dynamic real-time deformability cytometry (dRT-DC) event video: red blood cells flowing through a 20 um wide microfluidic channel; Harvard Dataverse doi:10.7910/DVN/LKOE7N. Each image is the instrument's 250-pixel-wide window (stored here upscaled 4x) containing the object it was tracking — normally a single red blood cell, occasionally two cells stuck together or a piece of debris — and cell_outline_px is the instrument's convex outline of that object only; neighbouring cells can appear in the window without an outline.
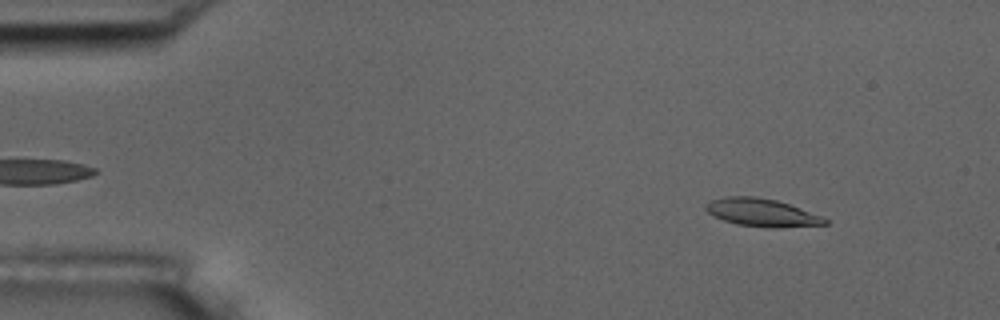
{"species": "common noctule bat (a hibernating species)", "species_latin": "Nyctalus noctula", "temperature_condition": "room temperature", "stored_images_in_passage": 55, "camera_frame_rate_fps": 3000, "um_per_image_px": 0.085, "animal": {"sex": "male", "body_mass_g": 17.5, "forearm_length_mm": 52.3}, "frame": {"image": 1, "passage_image": 6, "time_ms": 1.667, "image_size_px": [1000, 320], "cell_outline_px": [[828, 224], [780, 228], [768, 228], [736, 224], [712, 216], [704, 208], [704, 204], [712, 200], [728, 196], [752, 196], [776, 200], [788, 204], [820, 216], [828, 220]], "centroid_in_image_um": [64.71, 18.08], "position_along_channel_um": 20.3, "area_um2": 19.25}}
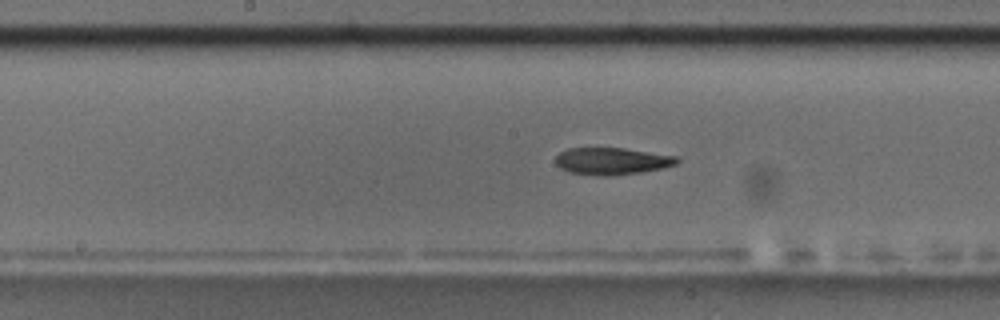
{"frame": {"image": 2, "passage_image": 28, "time_ms": 9.0, "image_size_px": [1000, 320], "cell_outline_px": [[680, 160], [676, 164], [664, 168], [640, 172], [612, 176], [596, 176], [568, 172], [560, 168], [556, 164], [556, 156], [560, 152], [568, 148], [624, 148], [680, 156]], "centroid_in_image_um": [52.04, 13.7], "position_along_channel_um": 196.2, "area_um2": 19.42}}
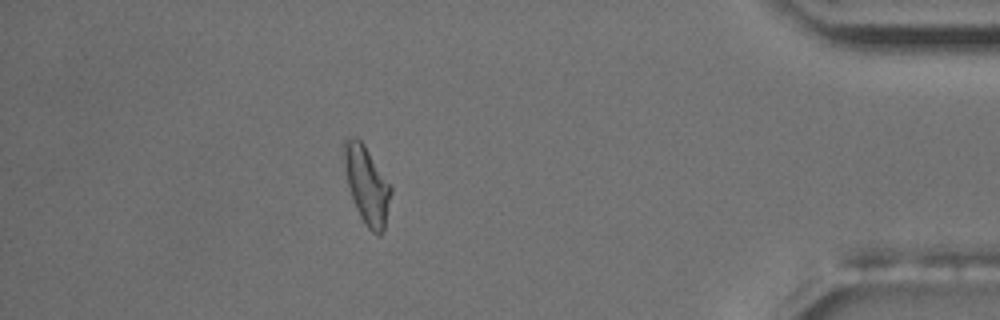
{"frame": {"image": 3, "passage_image": 49, "time_ms": 16.0, "image_size_px": [1000, 320], "cell_outline_px": [[392, 192], [384, 232], [380, 236], [376, 236], [364, 224], [356, 208], [348, 184], [344, 168], [344, 136], [356, 136], [364, 144], [392, 188]], "centroid_in_image_um": [31.18, 15.74], "position_along_channel_um": 404.0, "area_um2": 21.21}, "authors_computed_cell_mechanics": {"area_um2": 19.363, "velocity_mm_per_s": 3.6038, "shape_relaxation_time_tau1_ms": 6.3335, "shape_relaxation_time_tau2_ms": 3.941, "deformation_change_tau1": 0.1903, "deformation_change_tau2": 0.1185}}